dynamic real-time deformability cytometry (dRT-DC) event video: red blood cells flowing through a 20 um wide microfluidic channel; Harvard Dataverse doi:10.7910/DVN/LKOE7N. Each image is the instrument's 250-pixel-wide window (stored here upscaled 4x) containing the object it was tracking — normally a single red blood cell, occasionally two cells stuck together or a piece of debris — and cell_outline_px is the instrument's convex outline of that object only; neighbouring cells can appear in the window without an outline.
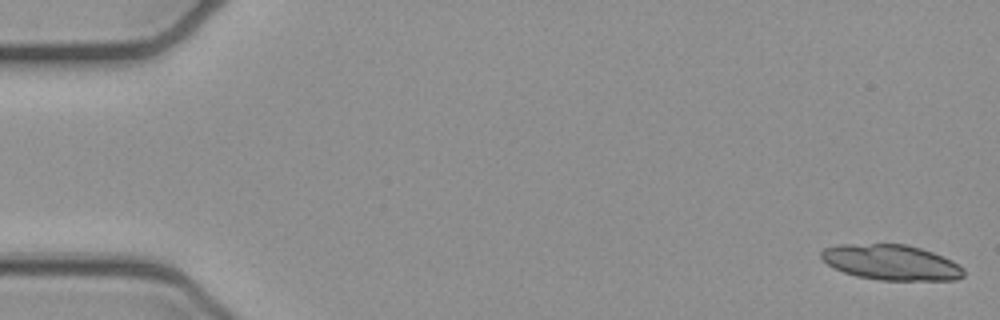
{"species": "common noctule bat (a hibernating species)", "species_latin": "Nyctalus noctula", "temperature_condition": "cold", "stored_images_in_passage": 26, "camera_frame_rate_fps": 3000, "um_per_image_px": 0.085, "animal": {"sex": "female", "body_mass_g": 21.9}, "frame": {"image": 1, "passage_image": 1, "time_ms": 0.0, "image_size_px": [1000, 320], "cell_outline_px": [[964, 276], [956, 280], [880, 280], [856, 276], [844, 272], [828, 264], [820, 256], [820, 252], [824, 248], [836, 244], [904, 244], [920, 248], [932, 252], [952, 260], [964, 268]], "centroid_in_image_um": [75.76, 22.3], "position_along_channel_um": 9.2, "area_um2": 29.36}}